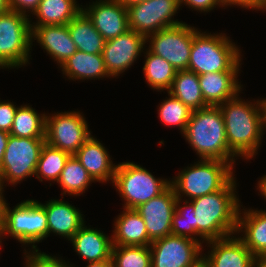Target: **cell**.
I'll return each mask as SVG.
<instances>
[{"label":"cell","mask_w":266,"mask_h":267,"mask_svg":"<svg viewBox=\"0 0 266 267\" xmlns=\"http://www.w3.org/2000/svg\"><path fill=\"white\" fill-rule=\"evenodd\" d=\"M239 94L218 106L230 151L238 159L250 160L258 154L264 136L262 108L260 99L245 101Z\"/></svg>","instance_id":"6da1fadb"},{"label":"cell","mask_w":266,"mask_h":267,"mask_svg":"<svg viewBox=\"0 0 266 267\" xmlns=\"http://www.w3.org/2000/svg\"><path fill=\"white\" fill-rule=\"evenodd\" d=\"M236 177L223 189L190 200L195 209V231L207 242L236 235L241 205ZM236 192V193H235Z\"/></svg>","instance_id":"7a4b0ae2"},{"label":"cell","mask_w":266,"mask_h":267,"mask_svg":"<svg viewBox=\"0 0 266 267\" xmlns=\"http://www.w3.org/2000/svg\"><path fill=\"white\" fill-rule=\"evenodd\" d=\"M183 136L200 159L235 164L237 158L229 149L219 106L192 111Z\"/></svg>","instance_id":"3957f363"},{"label":"cell","mask_w":266,"mask_h":267,"mask_svg":"<svg viewBox=\"0 0 266 267\" xmlns=\"http://www.w3.org/2000/svg\"><path fill=\"white\" fill-rule=\"evenodd\" d=\"M226 33H206L194 27L188 70L197 75L222 71H240L241 49Z\"/></svg>","instance_id":"277c9868"},{"label":"cell","mask_w":266,"mask_h":267,"mask_svg":"<svg viewBox=\"0 0 266 267\" xmlns=\"http://www.w3.org/2000/svg\"><path fill=\"white\" fill-rule=\"evenodd\" d=\"M234 166L225 161L200 159L179 171L170 184L177 198L193 200L223 189L235 176Z\"/></svg>","instance_id":"5b68a950"},{"label":"cell","mask_w":266,"mask_h":267,"mask_svg":"<svg viewBox=\"0 0 266 267\" xmlns=\"http://www.w3.org/2000/svg\"><path fill=\"white\" fill-rule=\"evenodd\" d=\"M3 236H11L28 248L39 250L36 243L48 237V223L44 207L38 200L28 199L16 204L14 208L6 202L0 222Z\"/></svg>","instance_id":"8992f818"},{"label":"cell","mask_w":266,"mask_h":267,"mask_svg":"<svg viewBox=\"0 0 266 267\" xmlns=\"http://www.w3.org/2000/svg\"><path fill=\"white\" fill-rule=\"evenodd\" d=\"M30 22L31 16L10 9L0 15V69L30 64L33 46Z\"/></svg>","instance_id":"52a82bcc"},{"label":"cell","mask_w":266,"mask_h":267,"mask_svg":"<svg viewBox=\"0 0 266 267\" xmlns=\"http://www.w3.org/2000/svg\"><path fill=\"white\" fill-rule=\"evenodd\" d=\"M112 184L124 201L123 209H136L161 194L170 178H156L146 168L127 161L117 164Z\"/></svg>","instance_id":"ba28073f"},{"label":"cell","mask_w":266,"mask_h":267,"mask_svg":"<svg viewBox=\"0 0 266 267\" xmlns=\"http://www.w3.org/2000/svg\"><path fill=\"white\" fill-rule=\"evenodd\" d=\"M45 143V137L25 138L9 135L0 168V181L4 186H15L24 179L35 176Z\"/></svg>","instance_id":"9c48e42d"},{"label":"cell","mask_w":266,"mask_h":267,"mask_svg":"<svg viewBox=\"0 0 266 267\" xmlns=\"http://www.w3.org/2000/svg\"><path fill=\"white\" fill-rule=\"evenodd\" d=\"M46 113L45 141L54 148L74 155L91 136L89 125L80 111Z\"/></svg>","instance_id":"30bf717a"},{"label":"cell","mask_w":266,"mask_h":267,"mask_svg":"<svg viewBox=\"0 0 266 267\" xmlns=\"http://www.w3.org/2000/svg\"><path fill=\"white\" fill-rule=\"evenodd\" d=\"M193 37L194 26L183 22L148 35L147 49L167 60L177 71L187 70Z\"/></svg>","instance_id":"8fae6325"},{"label":"cell","mask_w":266,"mask_h":267,"mask_svg":"<svg viewBox=\"0 0 266 267\" xmlns=\"http://www.w3.org/2000/svg\"><path fill=\"white\" fill-rule=\"evenodd\" d=\"M180 0H146L127 8L129 29L147 37L167 27L183 23L174 16Z\"/></svg>","instance_id":"7c38bea8"},{"label":"cell","mask_w":266,"mask_h":267,"mask_svg":"<svg viewBox=\"0 0 266 267\" xmlns=\"http://www.w3.org/2000/svg\"><path fill=\"white\" fill-rule=\"evenodd\" d=\"M151 267H196L203 260V246L188 237L168 235L151 242Z\"/></svg>","instance_id":"4fadbf2b"},{"label":"cell","mask_w":266,"mask_h":267,"mask_svg":"<svg viewBox=\"0 0 266 267\" xmlns=\"http://www.w3.org/2000/svg\"><path fill=\"white\" fill-rule=\"evenodd\" d=\"M146 37L131 29L116 38L105 41L103 60L112 78L131 68L144 52Z\"/></svg>","instance_id":"5bb4252c"},{"label":"cell","mask_w":266,"mask_h":267,"mask_svg":"<svg viewBox=\"0 0 266 267\" xmlns=\"http://www.w3.org/2000/svg\"><path fill=\"white\" fill-rule=\"evenodd\" d=\"M176 201L175 190L170 184L161 194L135 209L143 218L148 237L152 242L171 235Z\"/></svg>","instance_id":"9a60e30c"},{"label":"cell","mask_w":266,"mask_h":267,"mask_svg":"<svg viewBox=\"0 0 266 267\" xmlns=\"http://www.w3.org/2000/svg\"><path fill=\"white\" fill-rule=\"evenodd\" d=\"M82 11L105 40L129 30L127 8L115 0H95L86 7L82 6Z\"/></svg>","instance_id":"2e32d148"},{"label":"cell","mask_w":266,"mask_h":267,"mask_svg":"<svg viewBox=\"0 0 266 267\" xmlns=\"http://www.w3.org/2000/svg\"><path fill=\"white\" fill-rule=\"evenodd\" d=\"M205 244L211 249L203 254V262L208 267H255L256 257L237 234Z\"/></svg>","instance_id":"e0dca14e"},{"label":"cell","mask_w":266,"mask_h":267,"mask_svg":"<svg viewBox=\"0 0 266 267\" xmlns=\"http://www.w3.org/2000/svg\"><path fill=\"white\" fill-rule=\"evenodd\" d=\"M108 153L104 145L91 135L74 156L80 161L95 183L104 184L108 181L113 183L117 166V164H113Z\"/></svg>","instance_id":"ac0fdd59"},{"label":"cell","mask_w":266,"mask_h":267,"mask_svg":"<svg viewBox=\"0 0 266 267\" xmlns=\"http://www.w3.org/2000/svg\"><path fill=\"white\" fill-rule=\"evenodd\" d=\"M31 29L32 43L36 40L59 67L77 51L67 25L31 26Z\"/></svg>","instance_id":"d6986e66"},{"label":"cell","mask_w":266,"mask_h":267,"mask_svg":"<svg viewBox=\"0 0 266 267\" xmlns=\"http://www.w3.org/2000/svg\"><path fill=\"white\" fill-rule=\"evenodd\" d=\"M46 202L39 203L46 211L48 236L54 233L69 241L85 223L82 212L62 199H51Z\"/></svg>","instance_id":"ffe728a7"},{"label":"cell","mask_w":266,"mask_h":267,"mask_svg":"<svg viewBox=\"0 0 266 267\" xmlns=\"http://www.w3.org/2000/svg\"><path fill=\"white\" fill-rule=\"evenodd\" d=\"M240 71H222L199 75L202 96L209 106H218L234 98L242 90Z\"/></svg>","instance_id":"44dd1931"},{"label":"cell","mask_w":266,"mask_h":267,"mask_svg":"<svg viewBox=\"0 0 266 267\" xmlns=\"http://www.w3.org/2000/svg\"><path fill=\"white\" fill-rule=\"evenodd\" d=\"M104 231L90 228L84 223L78 232L69 240L74 251L88 262L112 260L113 241Z\"/></svg>","instance_id":"7402d4cb"},{"label":"cell","mask_w":266,"mask_h":267,"mask_svg":"<svg viewBox=\"0 0 266 267\" xmlns=\"http://www.w3.org/2000/svg\"><path fill=\"white\" fill-rule=\"evenodd\" d=\"M236 234L255 257L266 255V211L240 207Z\"/></svg>","instance_id":"603a6c76"},{"label":"cell","mask_w":266,"mask_h":267,"mask_svg":"<svg viewBox=\"0 0 266 267\" xmlns=\"http://www.w3.org/2000/svg\"><path fill=\"white\" fill-rule=\"evenodd\" d=\"M111 234L113 245L119 246H150L146 225L135 209H125L117 216Z\"/></svg>","instance_id":"cb8c5ba5"},{"label":"cell","mask_w":266,"mask_h":267,"mask_svg":"<svg viewBox=\"0 0 266 267\" xmlns=\"http://www.w3.org/2000/svg\"><path fill=\"white\" fill-rule=\"evenodd\" d=\"M68 80H99L109 78L102 54H90L77 50L60 67Z\"/></svg>","instance_id":"d4e9b609"},{"label":"cell","mask_w":266,"mask_h":267,"mask_svg":"<svg viewBox=\"0 0 266 267\" xmlns=\"http://www.w3.org/2000/svg\"><path fill=\"white\" fill-rule=\"evenodd\" d=\"M82 11L76 0H41L32 15L38 19L31 26L67 25Z\"/></svg>","instance_id":"484cf974"},{"label":"cell","mask_w":266,"mask_h":267,"mask_svg":"<svg viewBox=\"0 0 266 267\" xmlns=\"http://www.w3.org/2000/svg\"><path fill=\"white\" fill-rule=\"evenodd\" d=\"M67 26L77 50L90 54H102L106 40L95 29L92 21L83 11Z\"/></svg>","instance_id":"4316f807"},{"label":"cell","mask_w":266,"mask_h":267,"mask_svg":"<svg viewBox=\"0 0 266 267\" xmlns=\"http://www.w3.org/2000/svg\"><path fill=\"white\" fill-rule=\"evenodd\" d=\"M192 111L209 106L201 93L199 75L190 70H179L167 91Z\"/></svg>","instance_id":"83f0119b"},{"label":"cell","mask_w":266,"mask_h":267,"mask_svg":"<svg viewBox=\"0 0 266 267\" xmlns=\"http://www.w3.org/2000/svg\"><path fill=\"white\" fill-rule=\"evenodd\" d=\"M144 78L151 89L162 92L168 91L175 78L177 70L164 58L151 53L148 49L144 50Z\"/></svg>","instance_id":"f1b7e54d"},{"label":"cell","mask_w":266,"mask_h":267,"mask_svg":"<svg viewBox=\"0 0 266 267\" xmlns=\"http://www.w3.org/2000/svg\"><path fill=\"white\" fill-rule=\"evenodd\" d=\"M93 182L95 181L74 155L67 160L57 181L58 186L62 188L61 195L64 196H80Z\"/></svg>","instance_id":"f546056e"},{"label":"cell","mask_w":266,"mask_h":267,"mask_svg":"<svg viewBox=\"0 0 266 267\" xmlns=\"http://www.w3.org/2000/svg\"><path fill=\"white\" fill-rule=\"evenodd\" d=\"M46 113H38L29 104L17 107L10 135L16 137L35 138L45 137Z\"/></svg>","instance_id":"4dcf8cb0"},{"label":"cell","mask_w":266,"mask_h":267,"mask_svg":"<svg viewBox=\"0 0 266 267\" xmlns=\"http://www.w3.org/2000/svg\"><path fill=\"white\" fill-rule=\"evenodd\" d=\"M70 156L71 154L68 152L45 143L40 153L35 177L40 182L43 180L52 181V183L57 182Z\"/></svg>","instance_id":"1f68e13d"},{"label":"cell","mask_w":266,"mask_h":267,"mask_svg":"<svg viewBox=\"0 0 266 267\" xmlns=\"http://www.w3.org/2000/svg\"><path fill=\"white\" fill-rule=\"evenodd\" d=\"M195 215L194 205L190 200L177 198L171 234L191 238L202 245L206 241L195 231Z\"/></svg>","instance_id":"d6a6232c"},{"label":"cell","mask_w":266,"mask_h":267,"mask_svg":"<svg viewBox=\"0 0 266 267\" xmlns=\"http://www.w3.org/2000/svg\"><path fill=\"white\" fill-rule=\"evenodd\" d=\"M168 97L158 106V117L164 126H174L183 134L191 117L192 110L169 92Z\"/></svg>","instance_id":"836d02e7"},{"label":"cell","mask_w":266,"mask_h":267,"mask_svg":"<svg viewBox=\"0 0 266 267\" xmlns=\"http://www.w3.org/2000/svg\"><path fill=\"white\" fill-rule=\"evenodd\" d=\"M111 259L113 267H151L149 246L113 245Z\"/></svg>","instance_id":"e575fe53"},{"label":"cell","mask_w":266,"mask_h":267,"mask_svg":"<svg viewBox=\"0 0 266 267\" xmlns=\"http://www.w3.org/2000/svg\"><path fill=\"white\" fill-rule=\"evenodd\" d=\"M25 264L23 267H74L75 265L65 262L62 257L49 255L40 250H23Z\"/></svg>","instance_id":"d590c367"},{"label":"cell","mask_w":266,"mask_h":267,"mask_svg":"<svg viewBox=\"0 0 266 267\" xmlns=\"http://www.w3.org/2000/svg\"><path fill=\"white\" fill-rule=\"evenodd\" d=\"M16 111L17 106L13 101H1L0 99V130L11 131Z\"/></svg>","instance_id":"8d00e7d4"},{"label":"cell","mask_w":266,"mask_h":267,"mask_svg":"<svg viewBox=\"0 0 266 267\" xmlns=\"http://www.w3.org/2000/svg\"><path fill=\"white\" fill-rule=\"evenodd\" d=\"M183 4L200 13L211 12L217 6L225 7L222 0H180V6Z\"/></svg>","instance_id":"74e56055"},{"label":"cell","mask_w":266,"mask_h":267,"mask_svg":"<svg viewBox=\"0 0 266 267\" xmlns=\"http://www.w3.org/2000/svg\"><path fill=\"white\" fill-rule=\"evenodd\" d=\"M40 1L41 0H8V6L10 10L30 16L38 8Z\"/></svg>","instance_id":"f35d334b"},{"label":"cell","mask_w":266,"mask_h":267,"mask_svg":"<svg viewBox=\"0 0 266 267\" xmlns=\"http://www.w3.org/2000/svg\"><path fill=\"white\" fill-rule=\"evenodd\" d=\"M225 7L237 6L240 8L259 11V0H222Z\"/></svg>","instance_id":"ab89813d"},{"label":"cell","mask_w":266,"mask_h":267,"mask_svg":"<svg viewBox=\"0 0 266 267\" xmlns=\"http://www.w3.org/2000/svg\"><path fill=\"white\" fill-rule=\"evenodd\" d=\"M9 135H10L9 132L0 130V168H1L2 161H3Z\"/></svg>","instance_id":"60d3db41"},{"label":"cell","mask_w":266,"mask_h":267,"mask_svg":"<svg viewBox=\"0 0 266 267\" xmlns=\"http://www.w3.org/2000/svg\"><path fill=\"white\" fill-rule=\"evenodd\" d=\"M86 267H113V262L112 260L88 262V265H86Z\"/></svg>","instance_id":"b9f144b4"},{"label":"cell","mask_w":266,"mask_h":267,"mask_svg":"<svg viewBox=\"0 0 266 267\" xmlns=\"http://www.w3.org/2000/svg\"><path fill=\"white\" fill-rule=\"evenodd\" d=\"M257 184V190L260 192L261 196L266 199V175H263Z\"/></svg>","instance_id":"7bdbcfd3"},{"label":"cell","mask_w":266,"mask_h":267,"mask_svg":"<svg viewBox=\"0 0 266 267\" xmlns=\"http://www.w3.org/2000/svg\"><path fill=\"white\" fill-rule=\"evenodd\" d=\"M4 185L3 183L0 181V222L2 220V217H3V211H4V205L6 203V200H5V196H4Z\"/></svg>","instance_id":"ee69618b"},{"label":"cell","mask_w":266,"mask_h":267,"mask_svg":"<svg viewBox=\"0 0 266 267\" xmlns=\"http://www.w3.org/2000/svg\"><path fill=\"white\" fill-rule=\"evenodd\" d=\"M260 104L262 108V116H263V132H266V98H260Z\"/></svg>","instance_id":"f6af8a7d"},{"label":"cell","mask_w":266,"mask_h":267,"mask_svg":"<svg viewBox=\"0 0 266 267\" xmlns=\"http://www.w3.org/2000/svg\"><path fill=\"white\" fill-rule=\"evenodd\" d=\"M115 1L123 5L125 8H128L129 6L144 2L146 0H115Z\"/></svg>","instance_id":"bcb514c9"},{"label":"cell","mask_w":266,"mask_h":267,"mask_svg":"<svg viewBox=\"0 0 266 267\" xmlns=\"http://www.w3.org/2000/svg\"><path fill=\"white\" fill-rule=\"evenodd\" d=\"M255 267H266V255L256 257Z\"/></svg>","instance_id":"7dc6e473"},{"label":"cell","mask_w":266,"mask_h":267,"mask_svg":"<svg viewBox=\"0 0 266 267\" xmlns=\"http://www.w3.org/2000/svg\"><path fill=\"white\" fill-rule=\"evenodd\" d=\"M9 10L8 0H0V15Z\"/></svg>","instance_id":"c3c4849f"},{"label":"cell","mask_w":266,"mask_h":267,"mask_svg":"<svg viewBox=\"0 0 266 267\" xmlns=\"http://www.w3.org/2000/svg\"><path fill=\"white\" fill-rule=\"evenodd\" d=\"M259 10H262V12L266 11V0H259Z\"/></svg>","instance_id":"681fc988"},{"label":"cell","mask_w":266,"mask_h":267,"mask_svg":"<svg viewBox=\"0 0 266 267\" xmlns=\"http://www.w3.org/2000/svg\"><path fill=\"white\" fill-rule=\"evenodd\" d=\"M2 237H4V236H3V233H2V230H1V227H0V249H1L2 240L4 239Z\"/></svg>","instance_id":"f907efd6"},{"label":"cell","mask_w":266,"mask_h":267,"mask_svg":"<svg viewBox=\"0 0 266 267\" xmlns=\"http://www.w3.org/2000/svg\"><path fill=\"white\" fill-rule=\"evenodd\" d=\"M196 267H208L203 260Z\"/></svg>","instance_id":"816d5d0a"}]
</instances>
